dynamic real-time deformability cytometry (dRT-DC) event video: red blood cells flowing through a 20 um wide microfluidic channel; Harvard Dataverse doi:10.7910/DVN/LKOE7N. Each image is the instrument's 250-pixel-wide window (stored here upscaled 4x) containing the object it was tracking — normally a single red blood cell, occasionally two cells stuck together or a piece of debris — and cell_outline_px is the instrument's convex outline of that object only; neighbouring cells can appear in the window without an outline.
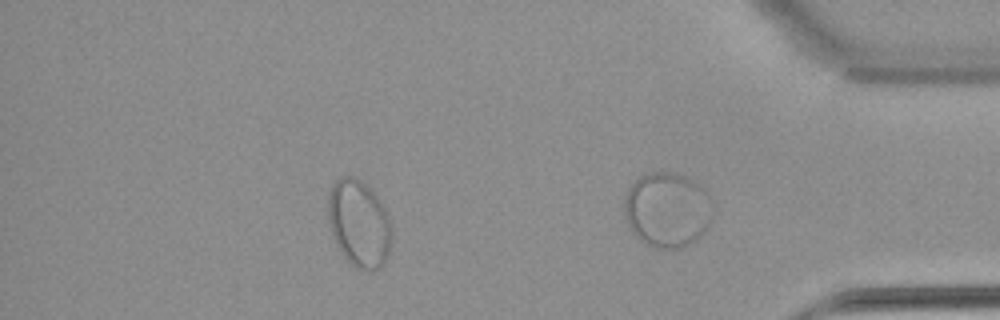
{"species": "common noctule bat (a hibernating species)", "species_latin": "Nyctalus noctula", "temperature_condition": "warm", "stored_images_in_passage": 37, "camera_frame_rate_fps": 3000, "um_per_image_px": 0.085, "animal": {"sex": "female", "body_mass_g": 22.7, "forearm_length_mm": 54.2}, "frame": {"image": 1, "passage_image": 32, "time_ms": 10.333, "image_size_px": [1000, 320], "cell_outline_px": [[392, 240], [388, 256], [380, 268], [356, 268], [344, 256], [336, 244], [332, 236], [328, 220], [328, 192], [332, 184], [336, 180], [344, 176], [352, 176], [360, 180], [376, 196], [384, 208], [388, 216], [392, 228]], "centroid_in_image_um": [30.5, 18.99], "position_along_channel_um": 404.7, "area_um2": 32.08}}